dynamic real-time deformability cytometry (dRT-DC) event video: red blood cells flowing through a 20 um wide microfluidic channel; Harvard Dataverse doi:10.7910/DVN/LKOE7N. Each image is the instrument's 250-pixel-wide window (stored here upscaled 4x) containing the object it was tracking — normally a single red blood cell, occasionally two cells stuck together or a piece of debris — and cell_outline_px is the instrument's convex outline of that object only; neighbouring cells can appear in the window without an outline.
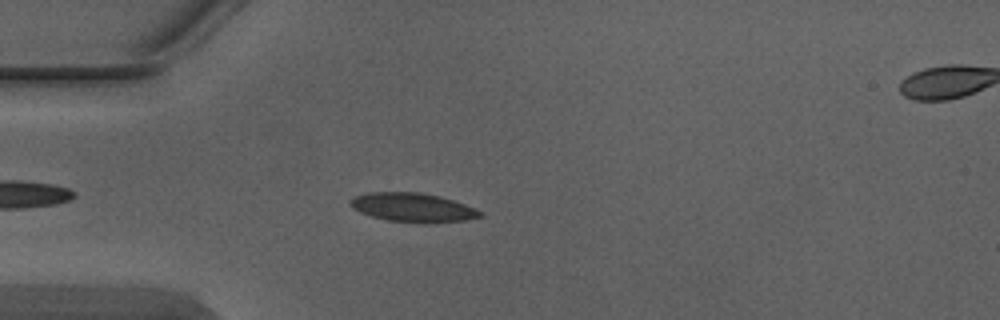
{"species": "Egyptian fruit bat (a non-hibernating species)", "species_latin": "Rousettus aegyptiacus", "temperature_condition": "warm", "stored_images_in_passage": 5, "segment_of_instrument_passage": [1, 2], "camera_frame_rate_fps": 3000, "um_per_image_px": 0.085, "animal": {"sex": "male"}, "frame": {"image": 1, "passage_image": 4, "time_ms": 1.0, "image_size_px": [1000, 320], "cell_outline_px": [[484, 216], [464, 220], [388, 220], [372, 216], [360, 212], [352, 208], [348, 204], [348, 200], [356, 196], [368, 192], [420, 192], [440, 196], [464, 204], [484, 212]], "centroid_in_image_um": [35.03, 17.58], "position_along_channel_um": 50.0, "area_um2": 20.98}}